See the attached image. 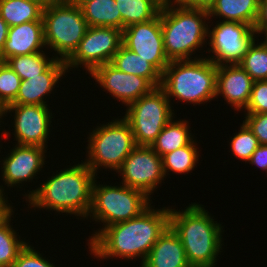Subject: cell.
Returning a JSON list of instances; mask_svg holds the SVG:
<instances>
[{"label":"cell","instance_id":"cell-1","mask_svg":"<svg viewBox=\"0 0 267 267\" xmlns=\"http://www.w3.org/2000/svg\"><path fill=\"white\" fill-rule=\"evenodd\" d=\"M149 206L137 217L98 229L89 238L88 248L96 258L141 257L145 261L151 248L169 226L170 208L154 209Z\"/></svg>","mask_w":267,"mask_h":267},{"label":"cell","instance_id":"cell-2","mask_svg":"<svg viewBox=\"0 0 267 267\" xmlns=\"http://www.w3.org/2000/svg\"><path fill=\"white\" fill-rule=\"evenodd\" d=\"M64 170V171H63ZM40 187L25 194L34 210L49 209L87 218L91 207L92 185L97 176L85 162L63 169Z\"/></svg>","mask_w":267,"mask_h":267},{"label":"cell","instance_id":"cell-3","mask_svg":"<svg viewBox=\"0 0 267 267\" xmlns=\"http://www.w3.org/2000/svg\"><path fill=\"white\" fill-rule=\"evenodd\" d=\"M198 203L183 211L170 208L169 226L177 234L191 267H214L222 249V226Z\"/></svg>","mask_w":267,"mask_h":267},{"label":"cell","instance_id":"cell-4","mask_svg":"<svg viewBox=\"0 0 267 267\" xmlns=\"http://www.w3.org/2000/svg\"><path fill=\"white\" fill-rule=\"evenodd\" d=\"M160 18L164 50L170 61L191 60L192 54L205 45L208 10L170 5L160 9Z\"/></svg>","mask_w":267,"mask_h":267},{"label":"cell","instance_id":"cell-5","mask_svg":"<svg viewBox=\"0 0 267 267\" xmlns=\"http://www.w3.org/2000/svg\"><path fill=\"white\" fill-rule=\"evenodd\" d=\"M217 66L208 58L173 60L161 76L160 87L166 97L190 104H205L215 99Z\"/></svg>","mask_w":267,"mask_h":267},{"label":"cell","instance_id":"cell-6","mask_svg":"<svg viewBox=\"0 0 267 267\" xmlns=\"http://www.w3.org/2000/svg\"><path fill=\"white\" fill-rule=\"evenodd\" d=\"M44 40L46 48L53 49L66 61L78 48L89 27L82 10L70 0H60L43 8Z\"/></svg>","mask_w":267,"mask_h":267},{"label":"cell","instance_id":"cell-7","mask_svg":"<svg viewBox=\"0 0 267 267\" xmlns=\"http://www.w3.org/2000/svg\"><path fill=\"white\" fill-rule=\"evenodd\" d=\"M95 178L92 185L91 207L87 215L103 227L128 221L140 215L150 205V197L144 192L128 187L100 185Z\"/></svg>","mask_w":267,"mask_h":267},{"label":"cell","instance_id":"cell-8","mask_svg":"<svg viewBox=\"0 0 267 267\" xmlns=\"http://www.w3.org/2000/svg\"><path fill=\"white\" fill-rule=\"evenodd\" d=\"M88 159L85 164L96 174L99 167L116 171L137 146L128 122L115 119L108 124L97 126L89 134Z\"/></svg>","mask_w":267,"mask_h":267},{"label":"cell","instance_id":"cell-9","mask_svg":"<svg viewBox=\"0 0 267 267\" xmlns=\"http://www.w3.org/2000/svg\"><path fill=\"white\" fill-rule=\"evenodd\" d=\"M170 102L159 86L126 107L123 118L130 125L136 145L151 146L155 142L174 117Z\"/></svg>","mask_w":267,"mask_h":267},{"label":"cell","instance_id":"cell-10","mask_svg":"<svg viewBox=\"0 0 267 267\" xmlns=\"http://www.w3.org/2000/svg\"><path fill=\"white\" fill-rule=\"evenodd\" d=\"M217 22L212 30L208 28V43L211 47L208 53L211 51L213 55L207 58L216 66L239 64L256 40L254 28L237 21Z\"/></svg>","mask_w":267,"mask_h":267},{"label":"cell","instance_id":"cell-11","mask_svg":"<svg viewBox=\"0 0 267 267\" xmlns=\"http://www.w3.org/2000/svg\"><path fill=\"white\" fill-rule=\"evenodd\" d=\"M122 45V30L113 27H88L78 48L65 61L66 68L81 65L92 73L97 67L110 63ZM72 67V68H71Z\"/></svg>","mask_w":267,"mask_h":267},{"label":"cell","instance_id":"cell-12","mask_svg":"<svg viewBox=\"0 0 267 267\" xmlns=\"http://www.w3.org/2000/svg\"><path fill=\"white\" fill-rule=\"evenodd\" d=\"M122 184L140 190L151 197L164 180L162 157L151 146H136L117 170Z\"/></svg>","mask_w":267,"mask_h":267},{"label":"cell","instance_id":"cell-13","mask_svg":"<svg viewBox=\"0 0 267 267\" xmlns=\"http://www.w3.org/2000/svg\"><path fill=\"white\" fill-rule=\"evenodd\" d=\"M122 44L143 59L148 60L161 74L169 65L170 60L164 50L160 12L150 21L132 24L124 28Z\"/></svg>","mask_w":267,"mask_h":267},{"label":"cell","instance_id":"cell-14","mask_svg":"<svg viewBox=\"0 0 267 267\" xmlns=\"http://www.w3.org/2000/svg\"><path fill=\"white\" fill-rule=\"evenodd\" d=\"M45 105L9 104L5 107V116L14 114V134L18 145L40 146L47 148L52 113Z\"/></svg>","mask_w":267,"mask_h":267},{"label":"cell","instance_id":"cell-15","mask_svg":"<svg viewBox=\"0 0 267 267\" xmlns=\"http://www.w3.org/2000/svg\"><path fill=\"white\" fill-rule=\"evenodd\" d=\"M91 76L127 107L155 88L146 78L119 71L110 63L97 67Z\"/></svg>","mask_w":267,"mask_h":267},{"label":"cell","instance_id":"cell-16","mask_svg":"<svg viewBox=\"0 0 267 267\" xmlns=\"http://www.w3.org/2000/svg\"><path fill=\"white\" fill-rule=\"evenodd\" d=\"M46 148L16 144L2 161V178L7 187L32 181L45 165Z\"/></svg>","mask_w":267,"mask_h":267},{"label":"cell","instance_id":"cell-17","mask_svg":"<svg viewBox=\"0 0 267 267\" xmlns=\"http://www.w3.org/2000/svg\"><path fill=\"white\" fill-rule=\"evenodd\" d=\"M254 80L239 65H218L216 76V98L224 100L235 110L245 109L250 99Z\"/></svg>","mask_w":267,"mask_h":267},{"label":"cell","instance_id":"cell-18","mask_svg":"<svg viewBox=\"0 0 267 267\" xmlns=\"http://www.w3.org/2000/svg\"><path fill=\"white\" fill-rule=\"evenodd\" d=\"M46 48L44 40V24L41 18L20 25L9 27L4 48L0 53L2 62L17 55H29L43 51Z\"/></svg>","mask_w":267,"mask_h":267},{"label":"cell","instance_id":"cell-19","mask_svg":"<svg viewBox=\"0 0 267 267\" xmlns=\"http://www.w3.org/2000/svg\"><path fill=\"white\" fill-rule=\"evenodd\" d=\"M66 71L65 61L57 58L42 74L22 80L16 99L11 104L48 106L44 97L50 95Z\"/></svg>","mask_w":267,"mask_h":267},{"label":"cell","instance_id":"cell-20","mask_svg":"<svg viewBox=\"0 0 267 267\" xmlns=\"http://www.w3.org/2000/svg\"><path fill=\"white\" fill-rule=\"evenodd\" d=\"M140 267H191L181 240L168 226L155 242Z\"/></svg>","mask_w":267,"mask_h":267},{"label":"cell","instance_id":"cell-21","mask_svg":"<svg viewBox=\"0 0 267 267\" xmlns=\"http://www.w3.org/2000/svg\"><path fill=\"white\" fill-rule=\"evenodd\" d=\"M259 0H216L208 10L209 17L222 21H237L254 28L258 15Z\"/></svg>","mask_w":267,"mask_h":267},{"label":"cell","instance_id":"cell-22","mask_svg":"<svg viewBox=\"0 0 267 267\" xmlns=\"http://www.w3.org/2000/svg\"><path fill=\"white\" fill-rule=\"evenodd\" d=\"M110 64L117 70L146 78L154 87L161 85L162 74L148 61L126 48L123 44Z\"/></svg>","mask_w":267,"mask_h":267},{"label":"cell","instance_id":"cell-23","mask_svg":"<svg viewBox=\"0 0 267 267\" xmlns=\"http://www.w3.org/2000/svg\"><path fill=\"white\" fill-rule=\"evenodd\" d=\"M172 118L157 136L151 145L153 150L163 156L178 148L189 145L194 137L189 131V122L186 120L174 121ZM193 137V138H192Z\"/></svg>","mask_w":267,"mask_h":267},{"label":"cell","instance_id":"cell-24","mask_svg":"<svg viewBox=\"0 0 267 267\" xmlns=\"http://www.w3.org/2000/svg\"><path fill=\"white\" fill-rule=\"evenodd\" d=\"M89 27H113L121 30V14L115 0H91L79 6Z\"/></svg>","mask_w":267,"mask_h":267},{"label":"cell","instance_id":"cell-25","mask_svg":"<svg viewBox=\"0 0 267 267\" xmlns=\"http://www.w3.org/2000/svg\"><path fill=\"white\" fill-rule=\"evenodd\" d=\"M12 212L14 213L10 206L0 216V267H12L18 254L27 244L20 239V236L18 240V234L10 225Z\"/></svg>","mask_w":267,"mask_h":267},{"label":"cell","instance_id":"cell-26","mask_svg":"<svg viewBox=\"0 0 267 267\" xmlns=\"http://www.w3.org/2000/svg\"><path fill=\"white\" fill-rule=\"evenodd\" d=\"M42 12L43 7L31 0H0V15L9 27L38 21Z\"/></svg>","mask_w":267,"mask_h":267},{"label":"cell","instance_id":"cell-27","mask_svg":"<svg viewBox=\"0 0 267 267\" xmlns=\"http://www.w3.org/2000/svg\"><path fill=\"white\" fill-rule=\"evenodd\" d=\"M121 14V30L154 19L161 7L153 0H115Z\"/></svg>","mask_w":267,"mask_h":267},{"label":"cell","instance_id":"cell-28","mask_svg":"<svg viewBox=\"0 0 267 267\" xmlns=\"http://www.w3.org/2000/svg\"><path fill=\"white\" fill-rule=\"evenodd\" d=\"M58 56L48 58L44 51L29 55H17L10 57L5 62L13 69V71L22 79L27 80L30 77L42 74Z\"/></svg>","mask_w":267,"mask_h":267},{"label":"cell","instance_id":"cell-29","mask_svg":"<svg viewBox=\"0 0 267 267\" xmlns=\"http://www.w3.org/2000/svg\"><path fill=\"white\" fill-rule=\"evenodd\" d=\"M194 141L195 140L187 146H183L162 156L165 176L171 171L178 174H188V172L194 169L196 163H198V157L200 156L198 154V148L196 147L197 144Z\"/></svg>","mask_w":267,"mask_h":267},{"label":"cell","instance_id":"cell-30","mask_svg":"<svg viewBox=\"0 0 267 267\" xmlns=\"http://www.w3.org/2000/svg\"><path fill=\"white\" fill-rule=\"evenodd\" d=\"M250 45L239 65L254 81L267 80V48L261 42Z\"/></svg>","mask_w":267,"mask_h":267},{"label":"cell","instance_id":"cell-31","mask_svg":"<svg viewBox=\"0 0 267 267\" xmlns=\"http://www.w3.org/2000/svg\"><path fill=\"white\" fill-rule=\"evenodd\" d=\"M232 154L243 161H249L256 148L260 145L253 132L243 122L240 130L230 141Z\"/></svg>","mask_w":267,"mask_h":267},{"label":"cell","instance_id":"cell-32","mask_svg":"<svg viewBox=\"0 0 267 267\" xmlns=\"http://www.w3.org/2000/svg\"><path fill=\"white\" fill-rule=\"evenodd\" d=\"M21 81L6 62L0 64V105L6 107L16 99Z\"/></svg>","mask_w":267,"mask_h":267},{"label":"cell","instance_id":"cell-33","mask_svg":"<svg viewBox=\"0 0 267 267\" xmlns=\"http://www.w3.org/2000/svg\"><path fill=\"white\" fill-rule=\"evenodd\" d=\"M247 113H267V80L254 81Z\"/></svg>","mask_w":267,"mask_h":267},{"label":"cell","instance_id":"cell-34","mask_svg":"<svg viewBox=\"0 0 267 267\" xmlns=\"http://www.w3.org/2000/svg\"><path fill=\"white\" fill-rule=\"evenodd\" d=\"M27 243L26 246L20 251L17 259L14 261L12 267H55L46 260L34 247Z\"/></svg>","mask_w":267,"mask_h":267},{"label":"cell","instance_id":"cell-35","mask_svg":"<svg viewBox=\"0 0 267 267\" xmlns=\"http://www.w3.org/2000/svg\"><path fill=\"white\" fill-rule=\"evenodd\" d=\"M243 122L253 132L259 144L267 145V113H245Z\"/></svg>","mask_w":267,"mask_h":267},{"label":"cell","instance_id":"cell-36","mask_svg":"<svg viewBox=\"0 0 267 267\" xmlns=\"http://www.w3.org/2000/svg\"><path fill=\"white\" fill-rule=\"evenodd\" d=\"M254 30L255 32H267V0H259Z\"/></svg>","mask_w":267,"mask_h":267},{"label":"cell","instance_id":"cell-37","mask_svg":"<svg viewBox=\"0 0 267 267\" xmlns=\"http://www.w3.org/2000/svg\"><path fill=\"white\" fill-rule=\"evenodd\" d=\"M248 163L256 165L267 172V145L260 144L252 154Z\"/></svg>","mask_w":267,"mask_h":267},{"label":"cell","instance_id":"cell-38","mask_svg":"<svg viewBox=\"0 0 267 267\" xmlns=\"http://www.w3.org/2000/svg\"><path fill=\"white\" fill-rule=\"evenodd\" d=\"M216 0H175L174 5L209 10Z\"/></svg>","mask_w":267,"mask_h":267},{"label":"cell","instance_id":"cell-39","mask_svg":"<svg viewBox=\"0 0 267 267\" xmlns=\"http://www.w3.org/2000/svg\"><path fill=\"white\" fill-rule=\"evenodd\" d=\"M9 25L1 18L0 15V53L2 52L7 39Z\"/></svg>","mask_w":267,"mask_h":267},{"label":"cell","instance_id":"cell-40","mask_svg":"<svg viewBox=\"0 0 267 267\" xmlns=\"http://www.w3.org/2000/svg\"><path fill=\"white\" fill-rule=\"evenodd\" d=\"M3 186H0V211H6L11 204L8 205L7 197L5 199Z\"/></svg>","mask_w":267,"mask_h":267},{"label":"cell","instance_id":"cell-41","mask_svg":"<svg viewBox=\"0 0 267 267\" xmlns=\"http://www.w3.org/2000/svg\"><path fill=\"white\" fill-rule=\"evenodd\" d=\"M31 1L37 2L40 6L46 8L54 3L59 2L60 0H31Z\"/></svg>","mask_w":267,"mask_h":267},{"label":"cell","instance_id":"cell-42","mask_svg":"<svg viewBox=\"0 0 267 267\" xmlns=\"http://www.w3.org/2000/svg\"><path fill=\"white\" fill-rule=\"evenodd\" d=\"M153 1L156 4H158L161 8H163V7H167V6L173 5L175 0H153Z\"/></svg>","mask_w":267,"mask_h":267},{"label":"cell","instance_id":"cell-43","mask_svg":"<svg viewBox=\"0 0 267 267\" xmlns=\"http://www.w3.org/2000/svg\"><path fill=\"white\" fill-rule=\"evenodd\" d=\"M72 3L76 4L77 6H80L83 2H88L91 0H70Z\"/></svg>","mask_w":267,"mask_h":267},{"label":"cell","instance_id":"cell-44","mask_svg":"<svg viewBox=\"0 0 267 267\" xmlns=\"http://www.w3.org/2000/svg\"><path fill=\"white\" fill-rule=\"evenodd\" d=\"M4 115H5V107L0 105V122H2L1 119H2V117H4ZM0 125H1V123H0Z\"/></svg>","mask_w":267,"mask_h":267},{"label":"cell","instance_id":"cell-45","mask_svg":"<svg viewBox=\"0 0 267 267\" xmlns=\"http://www.w3.org/2000/svg\"><path fill=\"white\" fill-rule=\"evenodd\" d=\"M257 34H264V36L266 37V38H264V41H262V43L266 46V48H267V32H256V35Z\"/></svg>","mask_w":267,"mask_h":267}]
</instances>
